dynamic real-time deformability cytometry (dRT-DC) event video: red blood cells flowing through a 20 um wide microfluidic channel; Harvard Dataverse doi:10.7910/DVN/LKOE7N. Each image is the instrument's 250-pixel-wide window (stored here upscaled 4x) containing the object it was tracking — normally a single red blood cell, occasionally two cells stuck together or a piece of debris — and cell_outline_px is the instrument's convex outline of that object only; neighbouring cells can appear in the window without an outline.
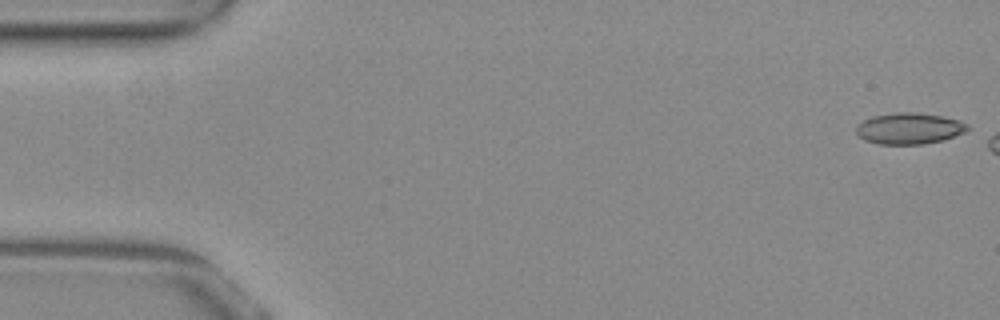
{"species": "common noctule bat (a hibernating species)", "species_latin": "Nyctalus noctula", "temperature_condition": "warm", "stored_images_in_passage": 6, "camera_frame_rate_fps": 3000, "um_per_image_px": 0.085, "animal": {"sex": "female", "body_mass_g": 29.2, "forearm_length_mm": 56.3}, "frame": {"image": 1, "passage_image": 1, "time_ms": 0.0, "image_size_px": [1000, 320], "cell_outline_px": [[968, 128], [964, 132], [944, 140], [920, 144], [880, 144], [864, 140], [856, 132], [856, 124], [872, 116], [896, 112], [916, 112], [940, 116], [960, 120], [968, 124]], "centroid_in_image_um": [77.26, 10.91], "position_along_channel_um": 7.7, "area_um2": 20.23}}